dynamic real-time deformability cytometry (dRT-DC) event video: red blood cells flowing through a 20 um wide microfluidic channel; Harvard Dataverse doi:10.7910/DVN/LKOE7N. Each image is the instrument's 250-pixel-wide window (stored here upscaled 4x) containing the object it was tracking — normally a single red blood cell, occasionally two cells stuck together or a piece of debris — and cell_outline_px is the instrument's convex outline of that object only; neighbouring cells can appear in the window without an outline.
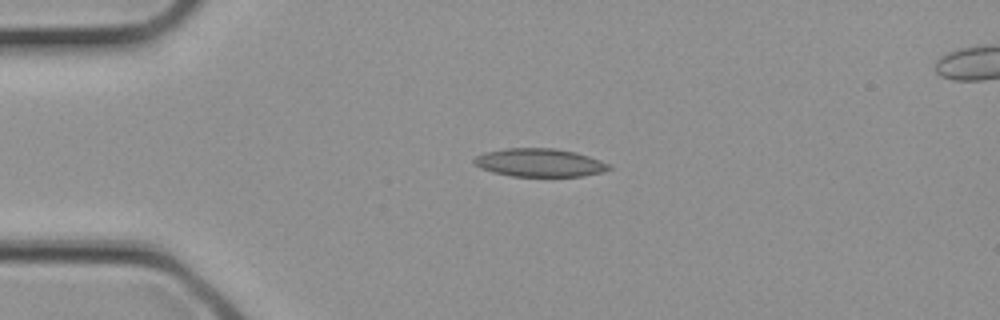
{"species": "common noctule bat (a hibernating species)", "species_latin": "Nyctalus noctula", "temperature_condition": "cold", "stored_images_in_passage": 2, "camera_frame_rate_fps": 3000, "um_per_image_px": 0.085, "animal": {"sex": "female", "body_mass_g": 21.9}, "frame": {"image": 1, "passage_image": 1, "time_ms": 0.0, "image_size_px": [1000, 320], "cell_outline_px": [[612, 168], [604, 172], [584, 176], [512, 176], [492, 172], [480, 168], [472, 164], [472, 160], [476, 156], [484, 152], [504, 148], [552, 148], [576, 152], [612, 164]], "centroid_in_image_um": [45.86, 13.82], "position_along_channel_um": 39.1, "area_um2": 22.43}}